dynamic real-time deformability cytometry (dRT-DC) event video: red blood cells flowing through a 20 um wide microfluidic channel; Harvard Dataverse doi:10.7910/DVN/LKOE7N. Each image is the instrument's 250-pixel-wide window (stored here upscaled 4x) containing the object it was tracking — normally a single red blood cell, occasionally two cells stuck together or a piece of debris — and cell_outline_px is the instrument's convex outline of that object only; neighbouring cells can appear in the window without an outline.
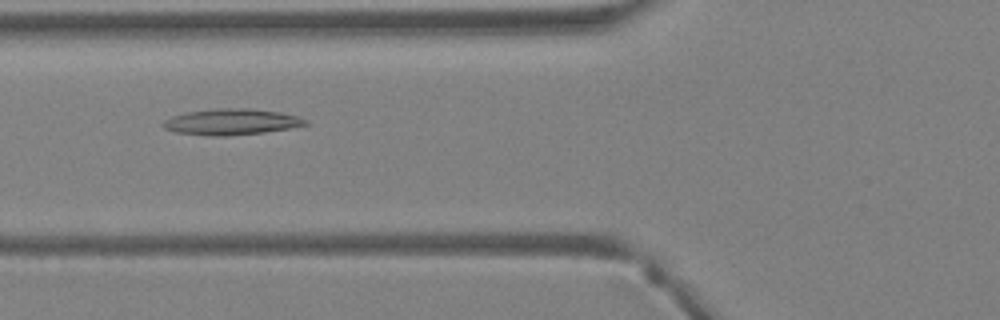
{"species": "Egyptian fruit bat (a non-hibernating species)", "species_latin": "Rousettus aegyptiacus", "temperature_condition": "warm", "stored_images_in_passage": 40, "camera_frame_rate_fps": 3000, "um_per_image_px": 0.085, "animal": {"sex": "female"}, "frame": {"image": 1, "passage_image": 16, "time_ms": 5.0, "image_size_px": [1000, 320], "cell_outline_px": [[308, 124], [288, 128], [264, 132], [228, 136], [208, 136], [176, 132], [164, 128], [164, 120], [172, 116], [188, 112], [216, 108], [244, 108], [280, 112], [296, 116], [308, 120]], "centroid_in_image_um": [19.66, 10.36], "position_along_channel_um": 106.1, "area_um2": 21.39}}
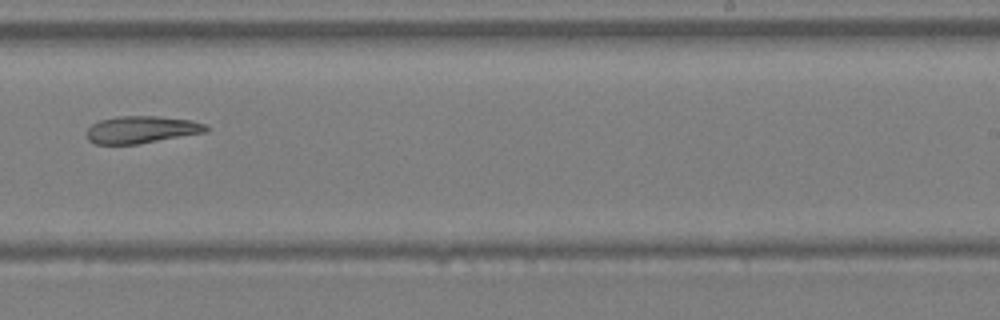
{"frame": {"image": 2, "passage_image": 26, "time_ms": 8.333, "image_size_px": [1000, 320], "cell_outline_px": [[208, 132], [136, 144], [96, 144], [88, 140], [88, 128], [92, 124], [100, 120], [120, 116], [156, 116], [192, 120], [204, 124], [208, 128]], "centroid_in_image_um": [12.04, 11.01], "position_along_channel_um": 277.0, "area_um2": 18.79}}
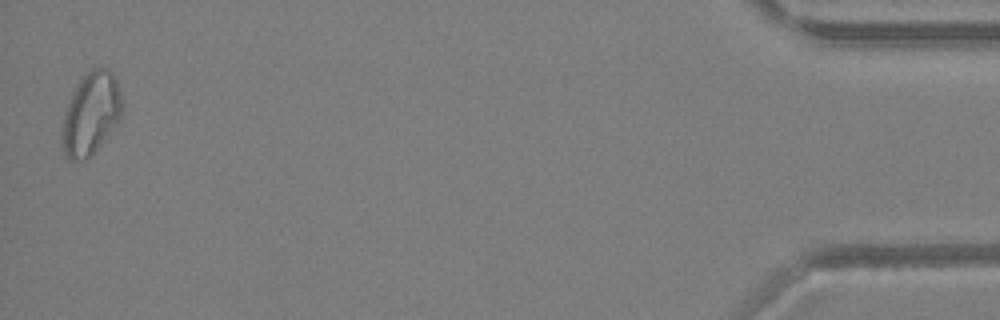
{"frame": {"image": 3, "passage_image": 40, "time_ms": 13.0, "image_size_px": [1000, 320], "cell_outline_px": [[120, 120], [96, 148], [84, 160], [68, 160], [64, 152], [60, 132], [64, 112], [72, 92], [80, 80], [92, 68], [108, 68], [112, 72], [116, 80], [120, 92]], "centroid_in_image_um": [7.68, 9.65], "position_along_channel_um": 427.5, "area_um2": 28.32}}